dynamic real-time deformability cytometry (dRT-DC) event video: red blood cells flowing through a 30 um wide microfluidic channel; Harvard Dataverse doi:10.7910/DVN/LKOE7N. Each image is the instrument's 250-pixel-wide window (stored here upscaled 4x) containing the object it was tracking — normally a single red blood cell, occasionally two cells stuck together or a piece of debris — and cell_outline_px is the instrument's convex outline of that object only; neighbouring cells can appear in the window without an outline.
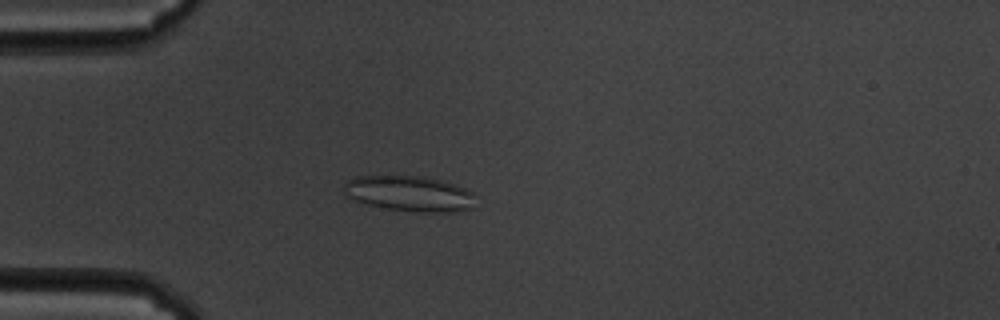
{"species": "common noctule bat (a hibernating species)", "species_latin": "Nyctalus noctula", "temperature_condition": "cold", "stored_images_in_passage": 60, "camera_frame_rate_fps": 3000, "um_per_image_px": 0.085, "animal": {"sex": "male", "body_mass_g": 19.5, "forearm_length_mm": 54.6}, "frame": {"image": 1, "passage_image": 17, "time_ms": 5.333, "image_size_px": [1000, 320], "cell_outline_px": [[476, 208], [460, 212], [420, 212], [388, 208], [368, 204], [344, 196], [344, 184], [348, 180], [356, 176], [424, 176], [440, 180], [464, 188], [472, 192]], "centroid_in_image_um": [34.83, 16.46], "position_along_channel_um": 50.2, "area_um2": 27.28}}
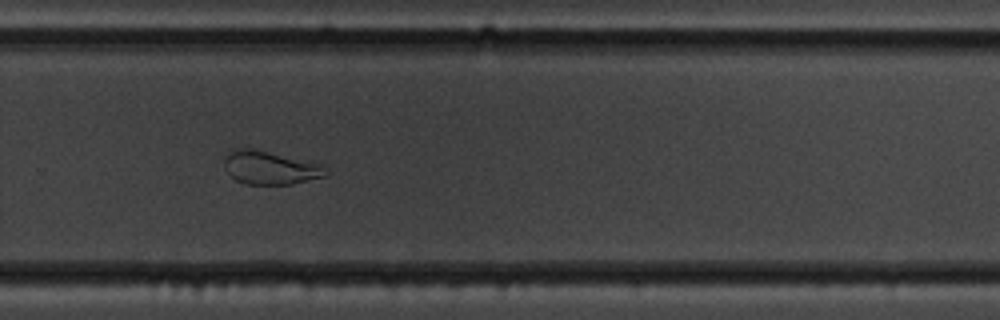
{"frame": {"image": 2, "passage_image": 41, "time_ms": 13.333, "image_size_px": [1000, 320], "cell_outline_px": [[328, 176], [292, 184], [248, 184], [236, 180], [224, 168], [224, 156], [236, 148], [248, 148], [268, 152], [320, 164], [328, 172]], "centroid_in_image_um": [22.95, 14.27], "position_along_channel_um": 306.9, "area_um2": 19.42}}
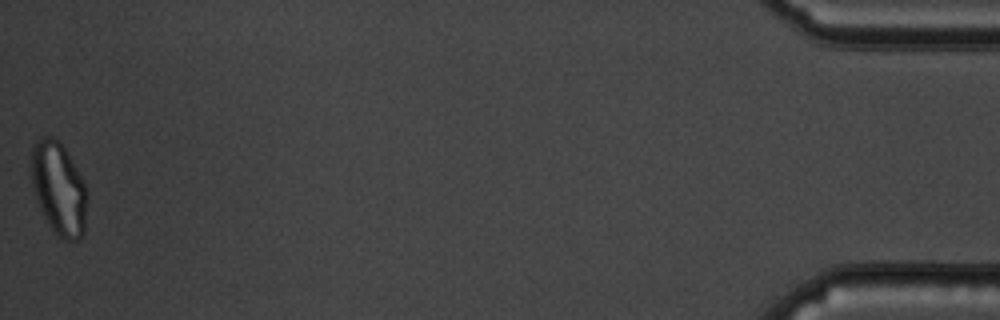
{"frame": {"image": 3, "passage_image": 60, "time_ms": 19.667, "image_size_px": [1000, 320], "cell_outline_px": [[88, 200], [84, 232], [80, 240], [64, 240], [56, 236], [40, 208], [36, 200], [32, 184], [32, 144], [40, 136], [52, 136], [64, 148], [84, 180], [88, 192]], "centroid_in_image_um": [5.02, 16.05], "position_along_channel_um": 430.2, "area_um2": 30.4}, "authors_computed_cell_mechanics": {"area_um2": 27.1949, "velocity_mm_per_s": 3.3773, "shape_relaxation_time_tau1_ms": null, "shape_relaxation_time_tau2_ms": 1.4359, "deformation_change_tau1": null, "deformation_change_tau2": 0.0646}}